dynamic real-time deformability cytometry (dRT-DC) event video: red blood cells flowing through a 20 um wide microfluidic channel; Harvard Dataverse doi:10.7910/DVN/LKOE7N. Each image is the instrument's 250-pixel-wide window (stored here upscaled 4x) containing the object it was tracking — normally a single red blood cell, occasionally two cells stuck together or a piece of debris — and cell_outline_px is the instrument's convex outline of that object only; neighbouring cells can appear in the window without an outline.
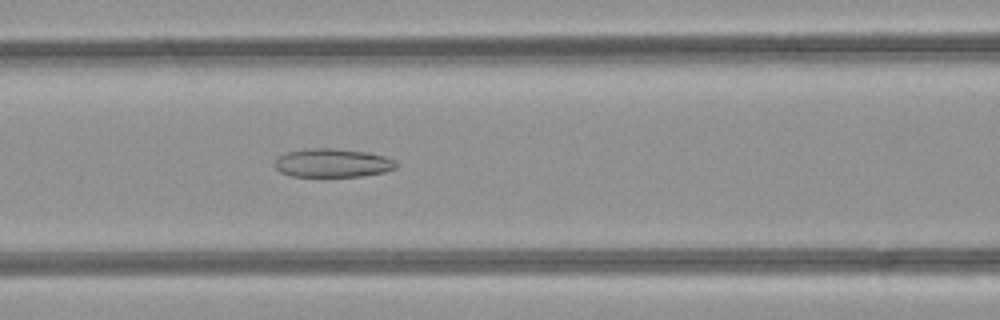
{"species": "common noctule bat (a hibernating species)", "species_latin": "Nyctalus noctula", "temperature_condition": "room temperature", "stored_images_in_passage": 49, "camera_frame_rate_fps": 3000, "um_per_image_px": 0.085, "animal": {"sex": "female", "body_mass_g": 21.9}, "frame": {"image": 1, "passage_image": 21, "time_ms": 6.667, "image_size_px": [1000, 320], "cell_outline_px": [[396, 168], [384, 172], [360, 176], [292, 176], [280, 172], [272, 164], [280, 156], [288, 152], [312, 148], [332, 148], [368, 152], [384, 156], [396, 160]], "centroid_in_image_um": [28.28, 13.85], "position_along_channel_um": 138.3, "area_um2": 20.11}}
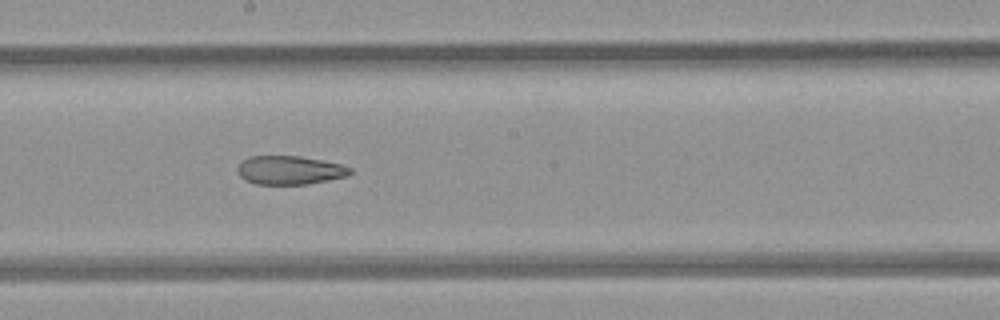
{"frame": {"image": 2, "passage_image": 27, "time_ms": 8.667, "image_size_px": [1000, 320], "cell_outline_px": [[352, 172], [348, 176], [308, 184], [256, 184], [244, 180], [236, 172], [236, 168], [244, 160], [252, 156], [300, 156], [340, 164], [352, 168]], "centroid_in_image_um": [24.62, 14.47], "position_along_channel_um": 223.6, "area_um2": 18.79}}
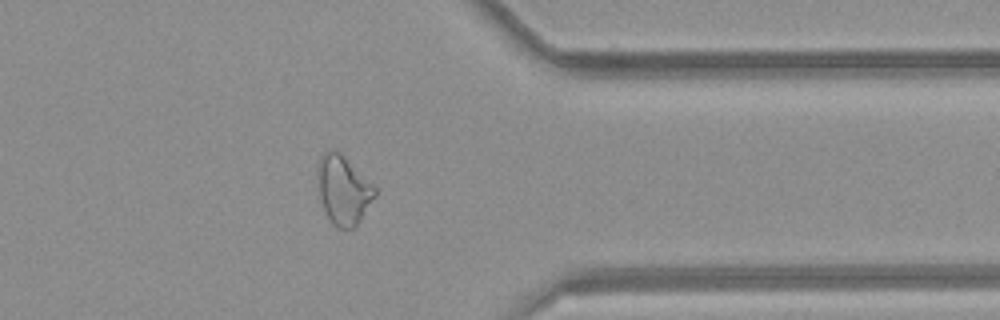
{"frame": {"image": 3, "passage_image": 39, "time_ms": 12.667, "image_size_px": [1000, 320], "cell_outline_px": [[376, 196], [356, 228], [336, 228], [332, 224], [324, 208], [320, 196], [316, 164], [320, 156], [324, 152], [332, 148], [340, 152], [376, 188]], "centroid_in_image_um": [29.18, 16.15], "position_along_channel_um": 382.2, "area_um2": 23.0}, "authors_computed_cell_mechanics": {"area_um2": 25.2586, "velocity_mm_per_s": 4.26, "shape_relaxation_time_tau1_ms": null, "shape_relaxation_time_tau2_ms": 4.4129, "deformation_change_tau1": null, "deformation_change_tau2": 0.1342}}